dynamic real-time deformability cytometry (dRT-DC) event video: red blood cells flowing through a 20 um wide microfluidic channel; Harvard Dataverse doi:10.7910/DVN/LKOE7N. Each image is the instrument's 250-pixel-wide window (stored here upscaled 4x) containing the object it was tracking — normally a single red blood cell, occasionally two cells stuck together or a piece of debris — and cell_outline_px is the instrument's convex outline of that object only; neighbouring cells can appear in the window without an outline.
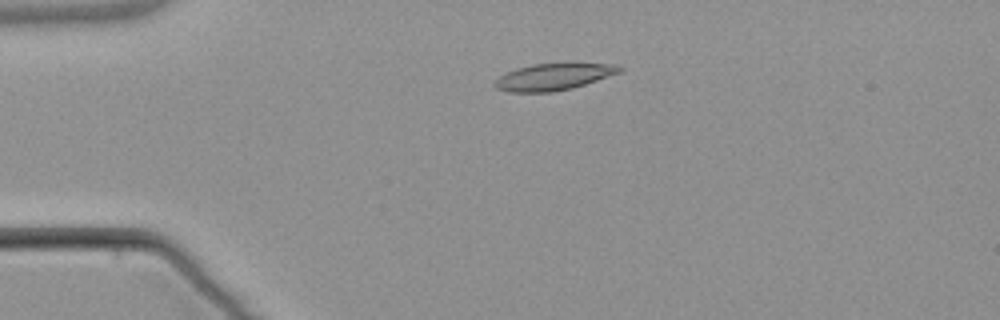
{"species": "common noctule bat (a hibernating species)", "species_latin": "Nyctalus noctula", "temperature_condition": "warm", "stored_images_in_passage": 4, "camera_frame_rate_fps": 3000, "um_per_image_px": 0.085, "animal": {"sex": "male", "body_mass_g": 21.5, "forearm_length_mm": 52.0}, "frame": {"image": 1, "passage_image": 3, "time_ms": 2.667, "image_size_px": [1000, 320], "cell_outline_px": [[624, 68], [620, 72], [572, 88], [552, 92], [508, 92], [496, 88], [492, 84], [500, 76], [516, 68], [532, 64], [568, 60], [576, 60], [620, 64]], "centroid_in_image_um": [47.14, 6.45], "position_along_channel_um": 37.9, "area_um2": 20.52}}